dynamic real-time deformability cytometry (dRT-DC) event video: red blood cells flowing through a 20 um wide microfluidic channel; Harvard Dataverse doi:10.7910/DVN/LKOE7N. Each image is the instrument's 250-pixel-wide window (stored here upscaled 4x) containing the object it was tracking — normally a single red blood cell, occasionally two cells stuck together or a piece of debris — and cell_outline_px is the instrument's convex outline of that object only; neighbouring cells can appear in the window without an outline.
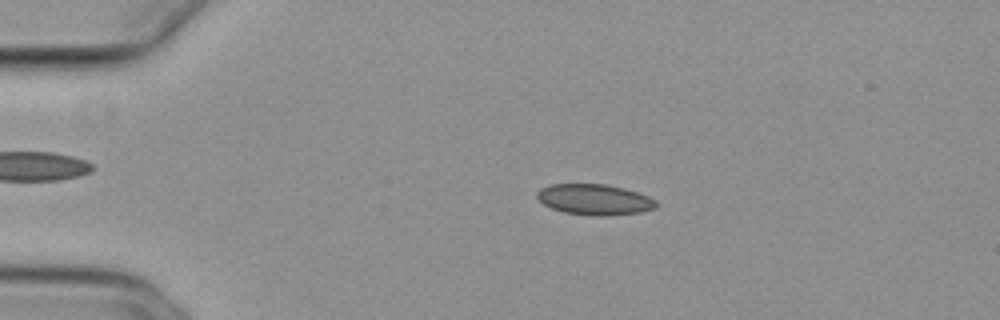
{"species": "common noctule bat (a hibernating species)", "species_latin": "Nyctalus noctula", "temperature_condition": "cold", "stored_images_in_passage": 50, "camera_frame_rate_fps": 3000, "um_per_image_px": 0.085, "animal": {"sex": "female", "body_mass_g": 29.2, "forearm_length_mm": 56.3}, "frame": {"image": 1, "passage_image": 8, "time_ms": 2.333, "image_size_px": [1000, 320], "cell_outline_px": [[656, 208], [640, 212], [608, 216], [592, 216], [564, 212], [552, 208], [544, 204], [536, 196], [536, 192], [540, 188], [552, 184], [604, 184], [624, 188], [648, 196], [656, 200]], "centroid_in_image_um": [50.53, 16.96], "position_along_channel_um": 34.5, "area_um2": 21.33}}
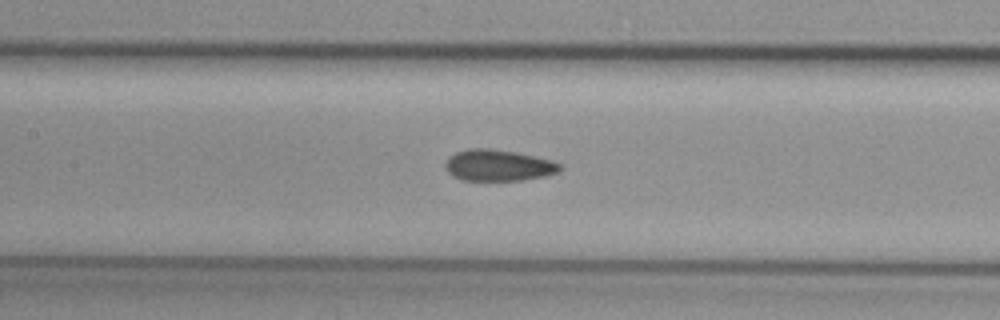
{"frame": {"image": 2, "passage_image": 22, "time_ms": 7.0, "image_size_px": [1000, 320], "cell_outline_px": [[564, 168], [560, 172], [544, 176], [520, 180], [464, 180], [452, 176], [448, 172], [444, 164], [456, 152], [468, 148], [488, 148], [516, 152], [536, 156], [552, 160], [560, 164]], "centroid_in_image_um": [42.4, 14.05], "position_along_channel_um": 165.0, "area_um2": 20.92}}
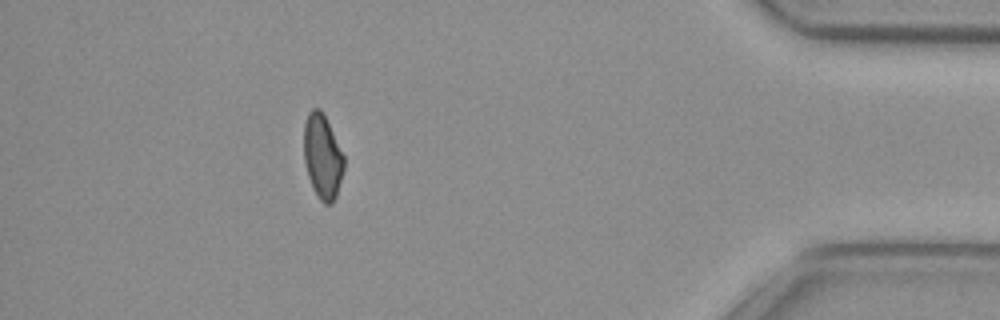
{"frame": {"image": 3, "passage_image": 45, "time_ms": 14.667, "image_size_px": [1000, 320], "cell_outline_px": [[344, 168], [336, 196], [332, 204], [324, 204], [320, 200], [312, 188], [308, 176], [304, 160], [304, 124], [308, 112], [312, 108], [320, 108], [344, 156]], "centroid_in_image_um": [27.4, 13.33], "position_along_channel_um": 407.8, "area_um2": 19.54}, "authors_computed_cell_mechanics": {"area_um2": 20.6635, "velocity_mm_per_s": 3.8266, "shape_relaxation_time_tau1_ms": null, "shape_relaxation_time_tau2_ms": 3.2859, "deformation_change_tau1": null, "deformation_change_tau2": 0.0563}}